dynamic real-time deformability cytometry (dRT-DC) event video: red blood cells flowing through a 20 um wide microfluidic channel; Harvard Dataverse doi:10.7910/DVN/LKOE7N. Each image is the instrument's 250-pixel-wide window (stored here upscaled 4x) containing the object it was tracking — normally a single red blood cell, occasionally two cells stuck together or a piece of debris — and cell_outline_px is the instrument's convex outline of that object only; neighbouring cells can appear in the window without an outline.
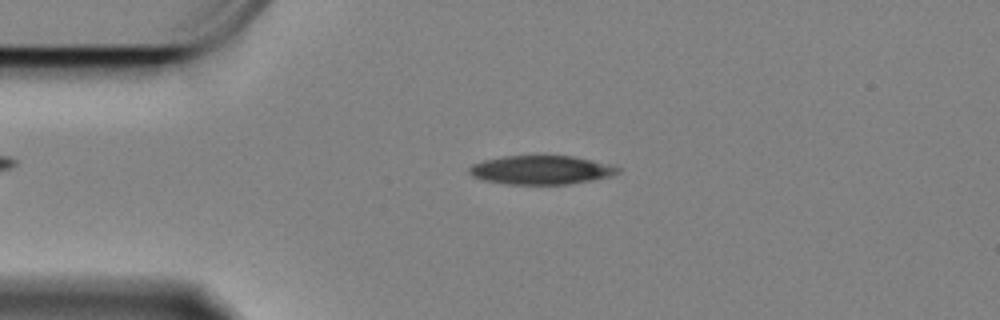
{"species": "Egyptian fruit bat (a non-hibernating species)", "species_latin": "Rousettus aegyptiacus", "temperature_condition": "cold", "stored_images_in_passage": 57, "camera_frame_rate_fps": 3000, "um_per_image_px": 0.085, "animal": {"sex": "female"}, "frame": {"image": 1, "passage_image": 11, "time_ms": 3.333, "image_size_px": [1000, 320], "cell_outline_px": [[620, 172], [612, 176], [572, 184], [508, 184], [484, 180], [472, 176], [468, 172], [468, 168], [472, 164], [484, 160], [504, 156], [572, 156], [592, 160], [608, 164], [620, 168]], "centroid_in_image_um": [46.0, 14.45], "position_along_channel_um": 39.0, "area_um2": 24.91}}
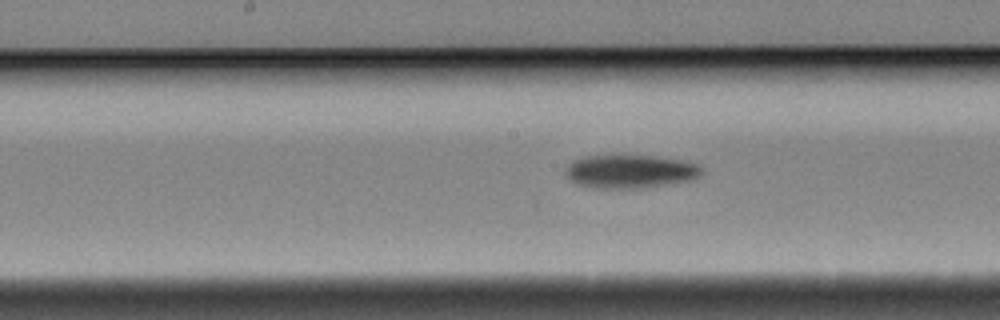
{"frame": {"image": 2, "passage_image": 27, "time_ms": 8.667, "image_size_px": [1000, 320], "cell_outline_px": [[704, 172], [688, 180], [640, 188], [592, 188], [576, 184], [564, 172], [568, 164], [572, 160], [588, 156], [656, 156], [688, 160], [696, 164]], "centroid_in_image_um": [53.53, 14.56], "position_along_channel_um": 194.7, "area_um2": 26.24}}
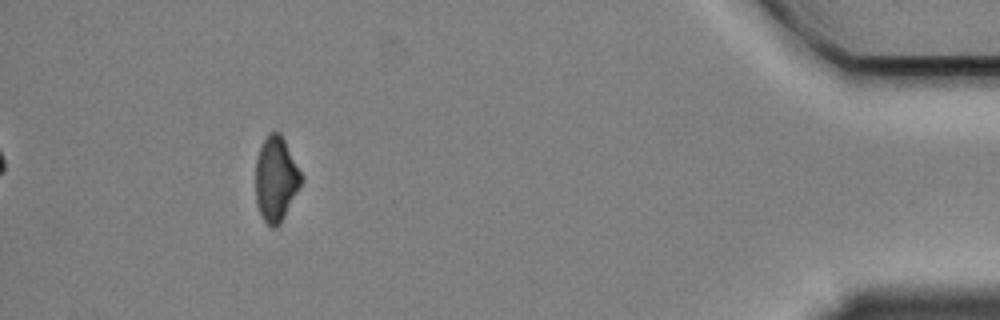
{"frame": {"image": 3, "passage_image": 52, "time_ms": 17.0, "image_size_px": [1000, 320], "cell_outline_px": [[304, 176], [280, 224], [276, 228], [272, 228], [264, 220], [256, 204], [256, 156], [268, 132], [280, 132]], "centroid_in_image_um": [23.45, 15.19], "position_along_channel_um": 411.8, "area_um2": 22.37}, "authors_computed_cell_mechanics": {"area_um2": 25.5476, "velocity_mm_per_s": 3.3423, "shape_relaxation_time_tau1_ms": 3.353, "shape_relaxation_time_tau2_ms": null, "deformation_change_tau1": 0.1173, "deformation_change_tau2": null}}